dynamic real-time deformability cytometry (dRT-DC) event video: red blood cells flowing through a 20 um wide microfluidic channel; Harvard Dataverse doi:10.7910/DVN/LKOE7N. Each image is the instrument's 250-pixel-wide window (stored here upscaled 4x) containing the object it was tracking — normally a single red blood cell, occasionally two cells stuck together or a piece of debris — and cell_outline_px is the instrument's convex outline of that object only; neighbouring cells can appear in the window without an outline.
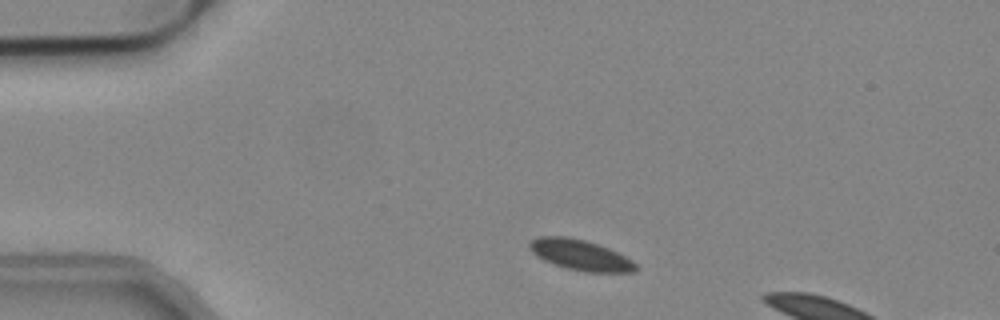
{"species": "common noctule bat (a hibernating species)", "species_latin": "Nyctalus noctula", "temperature_condition": "cold", "stored_images_in_passage": 8, "camera_frame_rate_fps": 3000, "um_per_image_px": 0.085, "animal": {"sex": "male", "body_mass_g": 19.2, "forearm_length_mm": 51.8}, "frame": {"image": 1, "passage_image": 4, "time_ms": 1.0, "image_size_px": [1000, 320], "cell_outline_px": [[636, 272], [584, 272], [568, 268], [544, 260], [532, 252], [528, 244], [532, 240], [540, 236], [568, 236], [584, 240], [608, 248], [632, 260], [636, 264]], "centroid_in_image_um": [49.33, 21.67], "position_along_channel_um": 35.7, "area_um2": 18.61}}